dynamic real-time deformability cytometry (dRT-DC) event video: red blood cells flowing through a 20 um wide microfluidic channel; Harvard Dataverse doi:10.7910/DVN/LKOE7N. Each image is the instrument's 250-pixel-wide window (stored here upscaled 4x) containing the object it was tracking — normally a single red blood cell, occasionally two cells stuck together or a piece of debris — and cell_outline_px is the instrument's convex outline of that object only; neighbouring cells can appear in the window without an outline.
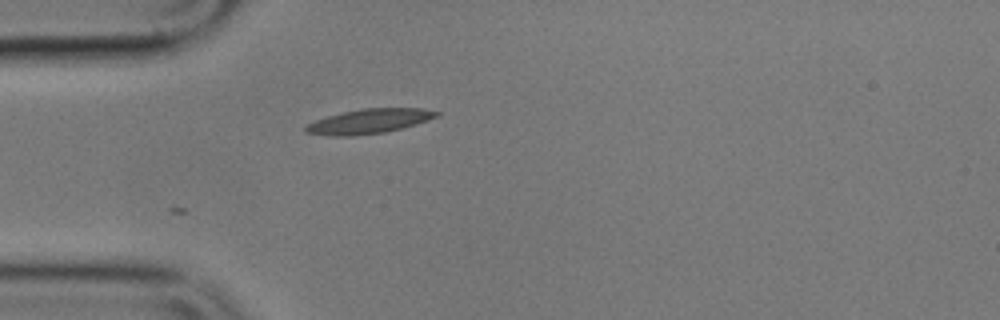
{"species": "common noctule bat (a hibernating species)", "species_latin": "Nyctalus noctula", "temperature_condition": "cold", "stored_images_in_passage": 42, "camera_frame_rate_fps": 3000, "um_per_image_px": 0.085, "animal": {"sex": "male", "body_mass_g": 17.9}, "frame": {"image": 1, "passage_image": 1, "time_ms": 0.0, "image_size_px": [1000, 320], "cell_outline_px": [[440, 116], [428, 120], [400, 128], [384, 132], [352, 136], [332, 136], [304, 132], [304, 128], [308, 124], [316, 120], [328, 116], [344, 112], [364, 108], [424, 108], [440, 112]], "centroid_in_image_um": [31.39, 10.3], "position_along_channel_um": 53.6, "area_um2": 18.55}}
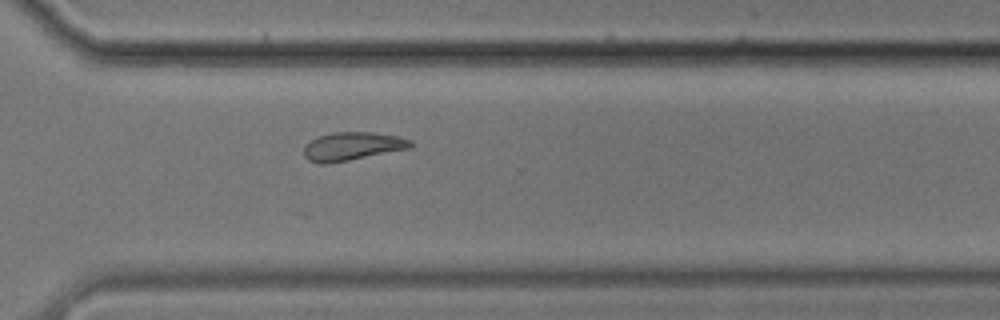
{"frame": {"image": 2, "passage_image": 26, "time_ms": 8.333, "image_size_px": [1000, 320], "cell_outline_px": [[412, 148], [348, 160], [324, 164], [320, 164], [308, 160], [304, 156], [304, 144], [320, 136], [332, 132], [372, 132], [396, 136], [412, 140]], "centroid_in_image_um": [29.94, 12.43], "position_along_channel_um": 340.7, "area_um2": 17.51}}
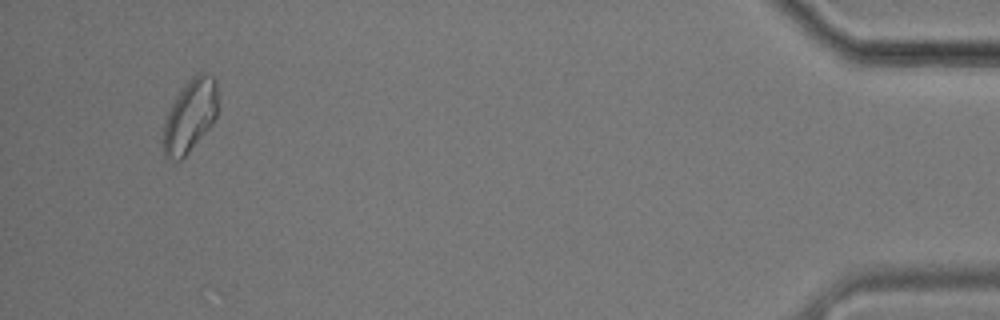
{"frame": {"image": 3, "passage_image": 39, "time_ms": 12.667, "image_size_px": [1000, 320], "cell_outline_px": [[216, 120], [188, 152], [180, 160], [176, 160], [164, 156], [164, 124], [168, 112], [176, 96], [192, 76], [196, 72], [200, 72], [216, 76]], "centroid_in_image_um": [16.17, 9.81], "position_along_channel_um": 419.0, "area_um2": 22.72}, "authors_computed_cell_mechanics": {"area_um2": 18.0625, "velocity_mm_per_s": 3.3181, "shape_relaxation_time_tau1_ms": 3.1107, "shape_relaxation_time_tau2_ms": null, "deformation_change_tau1": null, "deformation_change_tau2": null}}